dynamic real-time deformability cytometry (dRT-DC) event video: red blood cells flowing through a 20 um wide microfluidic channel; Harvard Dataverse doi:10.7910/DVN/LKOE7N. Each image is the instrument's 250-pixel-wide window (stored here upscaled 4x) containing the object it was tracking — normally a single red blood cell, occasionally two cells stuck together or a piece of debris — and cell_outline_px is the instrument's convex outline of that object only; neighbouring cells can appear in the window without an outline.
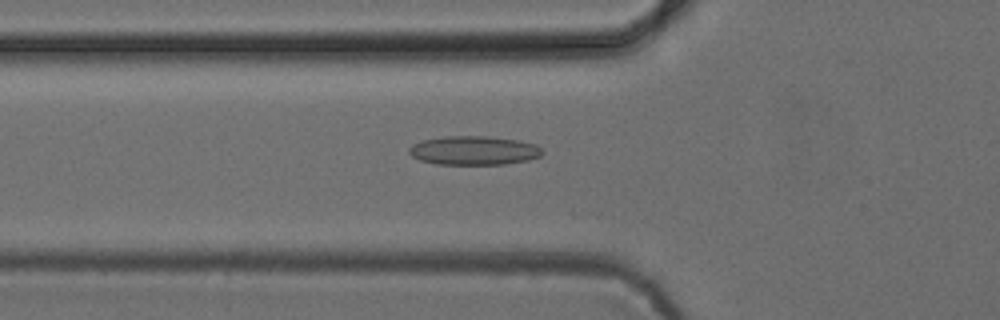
{"species": "common noctule bat (a hibernating species)", "species_latin": "Nyctalus noctula", "temperature_condition": "cold", "stored_images_in_passage": 8, "camera_frame_rate_fps": 3000, "um_per_image_px": 0.085, "animal": {"sex": "female", "body_mass_g": 24.6, "forearm_length_mm": 56.2}, "frame": {"image": 1, "passage_image": 4, "time_ms": 1.0, "image_size_px": [1000, 320], "cell_outline_px": [[544, 152], [540, 156], [528, 160], [504, 164], [436, 164], [420, 160], [412, 156], [408, 152], [408, 148], [412, 144], [420, 140], [444, 136], [488, 136], [520, 140], [536, 144]], "centroid_in_image_um": [40.26, 12.78], "position_along_channel_um": 85.5, "area_um2": 22.66}}
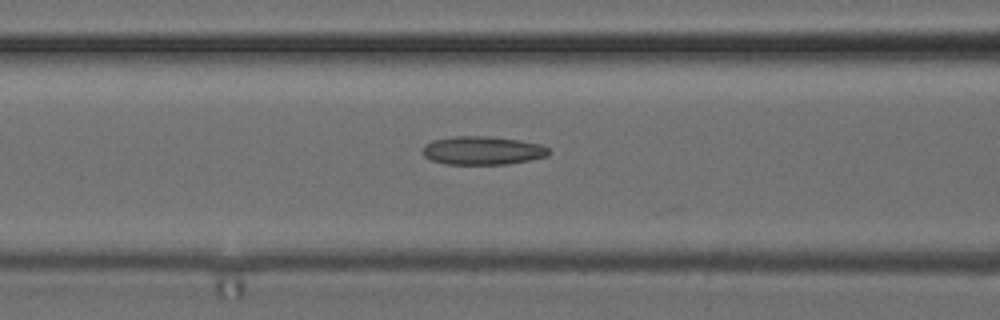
{"frame": {"image": 2, "passage_image": 7, "time_ms": 2.0, "image_size_px": [1000, 320], "cell_outline_px": [[552, 152], [548, 156], [508, 164], [444, 164], [432, 160], [424, 156], [424, 144], [432, 140], [456, 136], [488, 136], [520, 140], [540, 144], [548, 148]], "centroid_in_image_um": [41.04, 12.79], "position_along_channel_um": 125.6, "area_um2": 20.92}}